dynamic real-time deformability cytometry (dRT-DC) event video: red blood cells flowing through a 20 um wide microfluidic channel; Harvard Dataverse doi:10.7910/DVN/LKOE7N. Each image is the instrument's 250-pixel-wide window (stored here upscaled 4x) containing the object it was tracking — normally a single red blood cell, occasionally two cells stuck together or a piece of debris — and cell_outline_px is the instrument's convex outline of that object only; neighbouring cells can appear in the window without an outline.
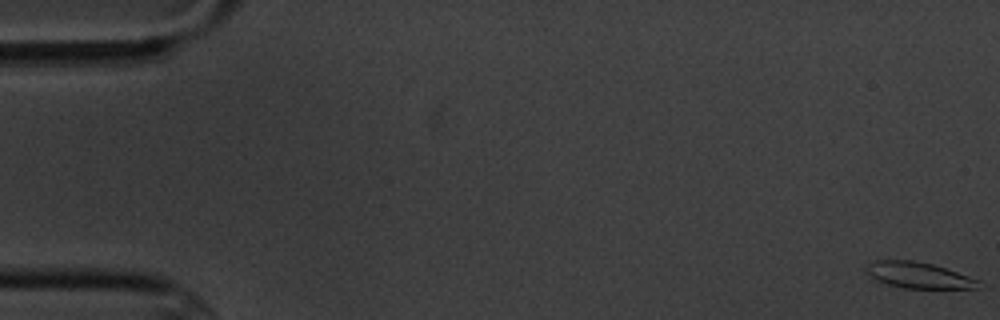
{"species": "common noctule bat (a hibernating species)", "species_latin": "Nyctalus noctula", "temperature_condition": "cold", "stored_images_in_passage": 6, "camera_frame_rate_fps": 3000, "um_per_image_px": 0.085, "animal": {"sex": "male", "body_mass_g": 20.1, "forearm_length_mm": 53.5}, "frame": {"image": 1, "passage_image": 1, "time_ms": 0.0, "image_size_px": [1000, 320], "cell_outline_px": [[984, 288], [904, 288], [888, 284], [876, 280], [864, 268], [868, 264], [876, 260], [912, 260], [932, 264], [980, 280]], "centroid_in_image_um": [78.12, 23.4], "position_along_channel_um": 6.9, "area_um2": 16.88}}